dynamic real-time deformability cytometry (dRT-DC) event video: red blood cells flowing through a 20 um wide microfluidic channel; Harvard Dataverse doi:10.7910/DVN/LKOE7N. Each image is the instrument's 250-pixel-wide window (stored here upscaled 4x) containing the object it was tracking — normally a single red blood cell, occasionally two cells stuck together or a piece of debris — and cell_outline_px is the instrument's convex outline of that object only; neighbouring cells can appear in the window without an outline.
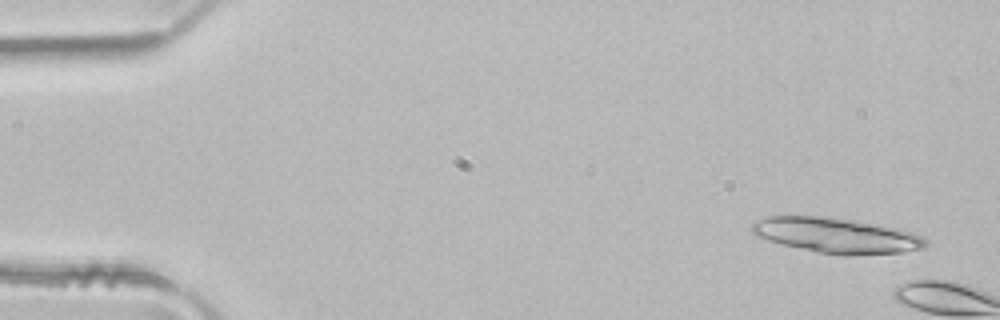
{"species": "common noctule bat (a hibernating species)", "species_latin": "Nyctalus noctula", "temperature_condition": "room temperature", "stored_images_in_passage": 2, "camera_frame_rate_fps": 3000, "um_per_image_px": 0.085, "animal": {"sex": "male", "body_mass_g": 21.5, "forearm_length_mm": 52.0}, "frame": {"image": 1, "passage_image": 1, "time_ms": 0.0, "image_size_px": [1000, 320], "cell_outline_px": [[928, 244], [924, 248], [904, 252], [848, 256], [816, 252], [768, 240], [756, 236], [752, 232], [752, 224], [768, 216], [824, 216], [896, 228], [912, 232], [924, 236], [928, 240]], "centroid_in_image_um": [71.15, 20.03], "position_along_channel_um": 13.8, "area_um2": 35.37}}